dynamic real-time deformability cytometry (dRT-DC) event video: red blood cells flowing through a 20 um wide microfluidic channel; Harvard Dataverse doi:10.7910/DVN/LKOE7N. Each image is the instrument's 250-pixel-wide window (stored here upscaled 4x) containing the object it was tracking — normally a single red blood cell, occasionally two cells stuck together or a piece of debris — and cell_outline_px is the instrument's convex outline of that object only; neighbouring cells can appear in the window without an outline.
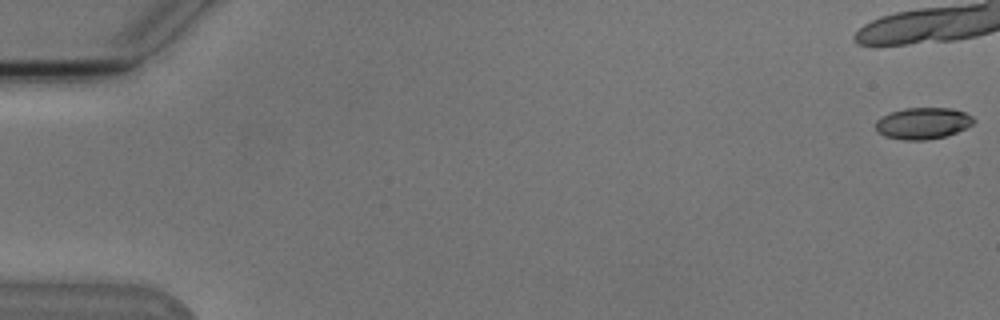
{"species": "Egyptian fruit bat (a non-hibernating species)", "species_latin": "Rousettus aegyptiacus", "temperature_condition": "cold", "stored_images_in_passage": 8, "camera_frame_rate_fps": 3000, "um_per_image_px": 0.085, "animal": {"sex": "male"}, "frame": {"image": 1, "passage_image": 1, "time_ms": 0.0, "image_size_px": [1000, 320], "cell_outline_px": [[976, 120], [972, 124], [956, 132], [944, 136], [928, 140], [904, 140], [884, 136], [876, 132], [876, 120], [892, 112], [904, 108], [952, 108], [964, 112], [972, 116]], "centroid_in_image_um": [78.44, 10.48], "position_along_channel_um": 6.6, "area_um2": 17.92}}